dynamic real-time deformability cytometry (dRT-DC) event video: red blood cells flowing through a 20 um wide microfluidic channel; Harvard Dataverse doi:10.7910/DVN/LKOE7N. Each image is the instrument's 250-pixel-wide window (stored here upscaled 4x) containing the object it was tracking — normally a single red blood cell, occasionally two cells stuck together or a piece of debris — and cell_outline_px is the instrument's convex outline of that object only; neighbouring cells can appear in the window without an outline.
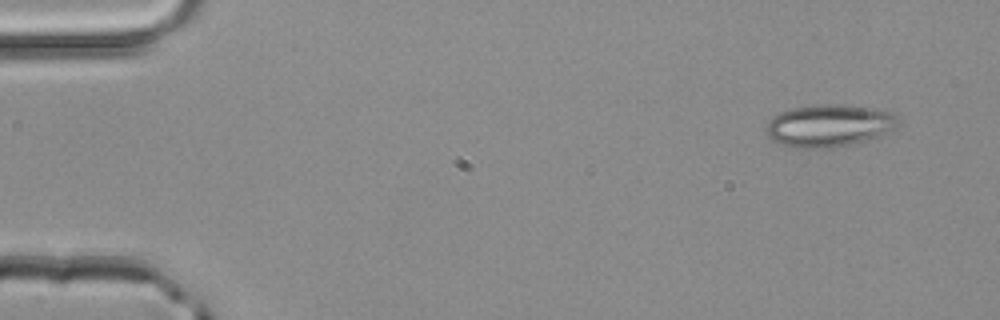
{"species": "common noctule bat (a hibernating species)", "species_latin": "Nyctalus noctula", "temperature_condition": "room temperature", "stored_images_in_passage": 4, "segment_of_instrument_passage": [1, 2], "camera_frame_rate_fps": 3000, "um_per_image_px": 0.085, "animal": {"sex": "male", "body_mass_g": 20.4}, "frame": {"image": 1, "passage_image": 1, "time_ms": 0.0, "image_size_px": [1000, 320], "cell_outline_px": [[900, 124], [880, 136], [872, 140], [832, 148], [800, 148], [784, 144], [772, 140], [768, 136], [764, 128], [768, 120], [772, 116], [780, 112], [792, 108], [816, 104], [840, 104], [884, 108], [900, 116]], "centroid_in_image_um": [70.54, 10.65], "position_along_channel_um": 14.5, "area_um2": 33.41}}